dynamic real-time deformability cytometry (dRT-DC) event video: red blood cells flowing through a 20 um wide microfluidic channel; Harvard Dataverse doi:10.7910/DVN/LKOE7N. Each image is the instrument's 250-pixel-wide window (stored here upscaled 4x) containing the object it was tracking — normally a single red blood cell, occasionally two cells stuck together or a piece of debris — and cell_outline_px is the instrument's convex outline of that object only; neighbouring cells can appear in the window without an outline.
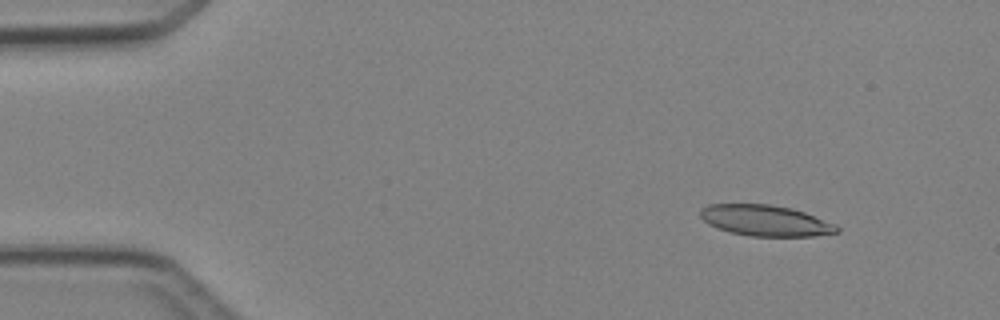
{"species": "Egyptian fruit bat (a non-hibernating species)", "species_latin": "Rousettus aegyptiacus", "temperature_condition": "cold", "stored_images_in_passage": 4, "camera_frame_rate_fps": 3000, "um_per_image_px": 0.085, "animal": {"sex": "female"}, "frame": {"image": 1, "passage_image": 1, "time_ms": 0.0, "image_size_px": [1000, 320], "cell_outline_px": [[840, 232], [812, 236], [748, 236], [728, 232], [716, 228], [708, 224], [700, 216], [700, 208], [708, 204], [768, 204], [792, 208], [804, 212], [836, 224], [840, 228]], "centroid_in_image_um": [65.04, 18.75], "position_along_channel_um": 20.0, "area_um2": 24.8}}
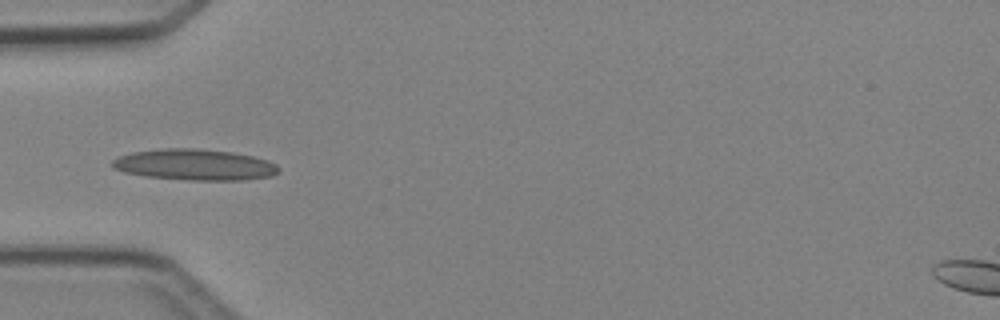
{"frame": {"image": 2, "passage_image": 4, "time_ms": 3.333, "image_size_px": [1000, 320], "cell_outline_px": [[280, 168], [272, 176], [244, 180], [188, 180], [144, 176], [124, 172], [112, 168], [112, 160], [120, 156], [132, 152], [168, 148], [196, 148], [232, 152], [252, 156], [268, 160], [276, 164]], "centroid_in_image_um": [16.55, 14.0], "position_along_channel_um": 68.5, "area_um2": 30.11}}